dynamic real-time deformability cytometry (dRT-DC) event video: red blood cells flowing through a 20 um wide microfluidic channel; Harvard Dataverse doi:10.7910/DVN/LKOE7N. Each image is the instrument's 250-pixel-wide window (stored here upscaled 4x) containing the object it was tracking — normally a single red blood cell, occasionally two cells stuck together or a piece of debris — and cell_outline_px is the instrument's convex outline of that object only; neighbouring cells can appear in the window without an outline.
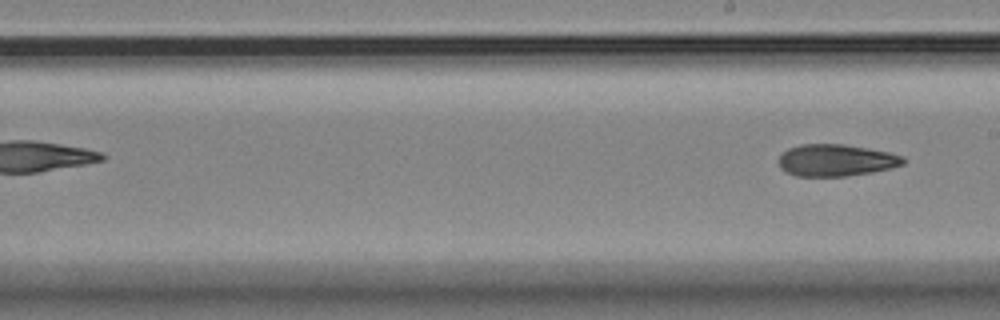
{"species": "Egyptian fruit bat (a non-hibernating species)", "species_latin": "Rousettus aegyptiacus", "temperature_condition": "room temperature", "stored_images_in_passage": 11, "camera_frame_rate_fps": 3000, "um_per_image_px": 0.085, "animal": {"sex": "female"}, "frame": {"image": 1, "passage_image": 11, "time_ms": 12.667, "image_size_px": [1000, 320], "cell_outline_px": [[904, 164], [892, 168], [872, 172], [844, 176], [796, 176], [784, 172], [780, 168], [780, 156], [788, 148], [800, 144], [844, 144], [868, 148], [888, 152], [904, 156]], "centroid_in_image_um": [71.06, 13.62], "position_along_channel_um": 217.9, "area_um2": 23.18}}